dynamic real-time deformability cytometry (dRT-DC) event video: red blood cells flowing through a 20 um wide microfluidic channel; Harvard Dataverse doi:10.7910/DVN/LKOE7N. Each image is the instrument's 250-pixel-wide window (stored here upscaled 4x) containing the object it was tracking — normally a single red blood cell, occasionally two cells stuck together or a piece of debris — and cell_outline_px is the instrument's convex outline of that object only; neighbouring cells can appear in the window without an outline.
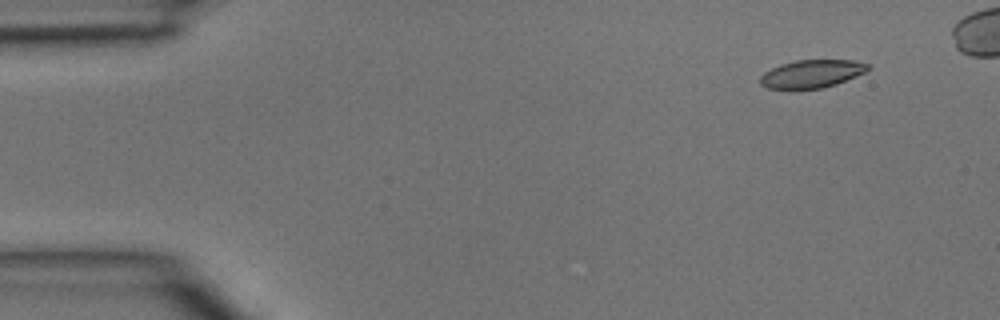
{"species": "common noctule bat (a hibernating species)", "species_latin": "Nyctalus noctula", "temperature_condition": "room temperature", "stored_images_in_passage": 4, "camera_frame_rate_fps": 3000, "um_per_image_px": 0.085, "animal": {"sex": "male", "body_mass_g": 15.6}, "frame": {"image": 1, "passage_image": 1, "time_ms": 0.0, "image_size_px": [1000, 320], "cell_outline_px": [[872, 68], [856, 76], [836, 84], [820, 88], [792, 92], [788, 92], [768, 88], [760, 84], [760, 76], [764, 72], [780, 64], [796, 60], [852, 60], [868, 64]], "centroid_in_image_um": [68.93, 6.32], "position_along_channel_um": 16.1, "area_um2": 18.15}}